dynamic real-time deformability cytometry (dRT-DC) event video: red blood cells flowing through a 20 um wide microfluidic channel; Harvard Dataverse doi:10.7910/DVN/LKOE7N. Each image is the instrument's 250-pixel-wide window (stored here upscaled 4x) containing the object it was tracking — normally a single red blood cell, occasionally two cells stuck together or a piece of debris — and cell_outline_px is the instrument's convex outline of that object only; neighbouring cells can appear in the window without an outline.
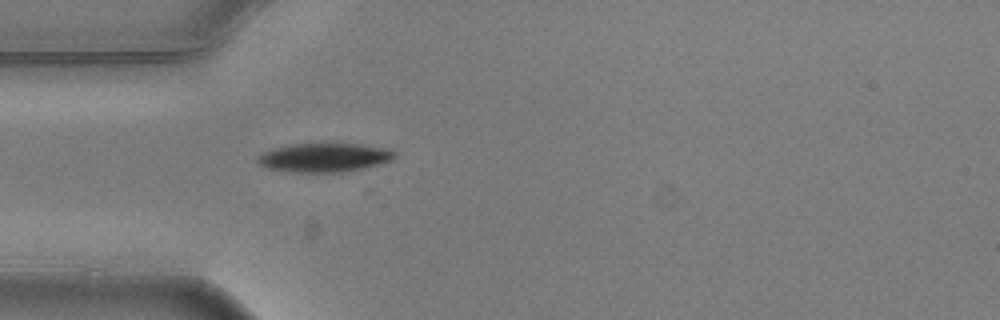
{"species": "common noctule bat (a hibernating species)", "species_latin": "Nyctalus noctula", "temperature_condition": "warm", "stored_images_in_passage": 4, "camera_frame_rate_fps": 3000, "um_per_image_px": 0.085, "animal": {"sex": "male", "body_mass_g": 20.5, "forearm_length_mm": 52.5}, "frame": {"image": 1, "passage_image": 4, "time_ms": 1.0, "image_size_px": [1000, 320], "cell_outline_px": [[396, 156], [392, 160], [380, 164], [364, 168], [344, 172], [288, 172], [268, 168], [260, 164], [256, 160], [256, 156], [272, 148], [292, 144], [360, 144], [388, 148], [396, 152]], "centroid_in_image_um": [27.57, 13.39], "position_along_channel_um": 57.4, "area_um2": 23.18}}